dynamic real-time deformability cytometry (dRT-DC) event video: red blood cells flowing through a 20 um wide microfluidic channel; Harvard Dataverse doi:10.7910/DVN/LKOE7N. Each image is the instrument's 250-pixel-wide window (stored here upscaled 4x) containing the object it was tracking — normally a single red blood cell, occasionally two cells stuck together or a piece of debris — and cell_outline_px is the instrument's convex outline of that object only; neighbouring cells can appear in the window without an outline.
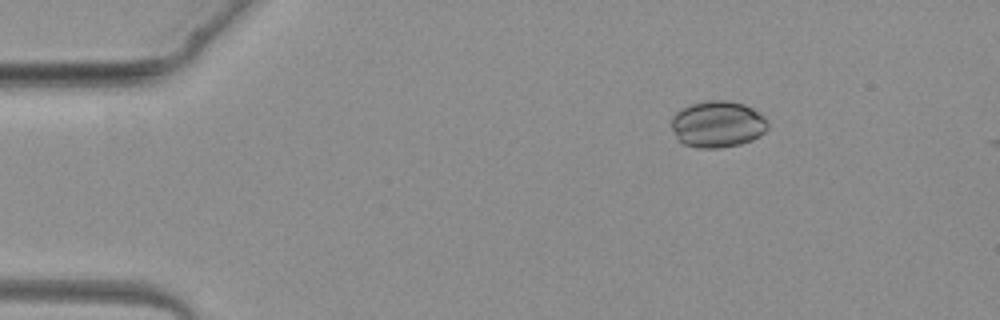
{"species": "common noctule bat (a hibernating species)", "species_latin": "Nyctalus noctula", "temperature_condition": "warm", "stored_images_in_passage": 3, "camera_frame_rate_fps": 3000, "um_per_image_px": 0.085, "animal": {"sex": "female", "body_mass_g": 19.3, "forearm_length_mm": 54.1}, "frame": {"image": 1, "passage_image": 3, "time_ms": 2.333, "image_size_px": [1000, 320], "cell_outline_px": [[768, 128], [760, 136], [752, 140], [740, 144], [716, 148], [700, 148], [684, 144], [676, 136], [672, 128], [672, 116], [676, 112], [692, 104], [708, 100], [728, 100], [744, 104], [752, 108], [764, 116], [768, 120]], "centroid_in_image_um": [61.03, 10.55], "position_along_channel_um": 24.0, "area_um2": 26.07}}